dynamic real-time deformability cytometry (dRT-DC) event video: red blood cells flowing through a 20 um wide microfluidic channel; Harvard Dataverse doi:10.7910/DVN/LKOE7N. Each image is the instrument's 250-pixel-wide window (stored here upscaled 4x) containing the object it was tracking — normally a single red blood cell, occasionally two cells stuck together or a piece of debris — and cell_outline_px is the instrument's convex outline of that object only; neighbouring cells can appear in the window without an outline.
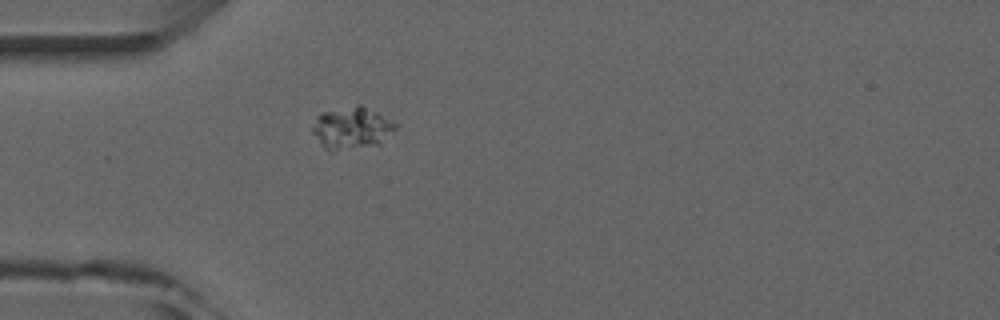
{"species": "common noctule bat (a hibernating species)", "species_latin": "Nyctalus noctula", "temperature_condition": "room temperature", "stored_images_in_passage": 1, "camera_frame_rate_fps": 3000, "um_per_image_px": 0.085, "animal": {"sex": "male", "forearm_length_mm": 52.5}, "frame": {"image": 1, "passage_image": 1, "time_ms": 0.0, "image_size_px": [1000, 320], "cell_outline_px": [[400, 124], [392, 132], [376, 144], [332, 152], [324, 148], [312, 132], [312, 128], [316, 116], [320, 112], [356, 104], [360, 104]], "centroid_in_image_um": [29.86, 10.86], "position_along_channel_um": 55.1, "area_um2": 20.35}}